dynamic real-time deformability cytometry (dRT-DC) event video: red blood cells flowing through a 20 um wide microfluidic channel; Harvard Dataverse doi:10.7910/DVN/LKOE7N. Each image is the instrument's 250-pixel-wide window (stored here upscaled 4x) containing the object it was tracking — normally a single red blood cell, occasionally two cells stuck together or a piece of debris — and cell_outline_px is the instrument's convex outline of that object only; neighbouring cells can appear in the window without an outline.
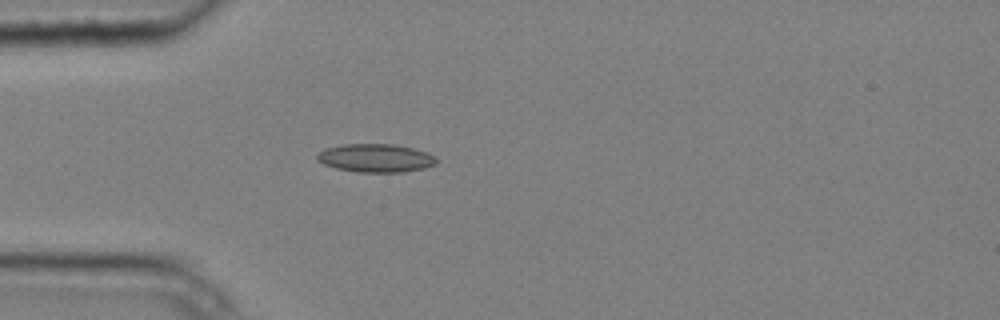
{"species": "common noctule bat (a hibernating species)", "species_latin": "Nyctalus noctula", "temperature_condition": "cold", "stored_images_in_passage": 3, "camera_frame_rate_fps": 3000, "um_per_image_px": 0.085, "animal": {"sex": "male", "body_mass_g": 20.4}, "frame": {"image": 1, "passage_image": 3, "time_ms": 0.667, "image_size_px": [1000, 320], "cell_outline_px": [[436, 164], [424, 168], [404, 172], [356, 172], [336, 168], [324, 164], [316, 160], [316, 152], [324, 148], [344, 144], [392, 144], [412, 148], [428, 152], [436, 160]], "centroid_in_image_um": [31.87, 13.43], "position_along_channel_um": 53.1, "area_um2": 19.77}}